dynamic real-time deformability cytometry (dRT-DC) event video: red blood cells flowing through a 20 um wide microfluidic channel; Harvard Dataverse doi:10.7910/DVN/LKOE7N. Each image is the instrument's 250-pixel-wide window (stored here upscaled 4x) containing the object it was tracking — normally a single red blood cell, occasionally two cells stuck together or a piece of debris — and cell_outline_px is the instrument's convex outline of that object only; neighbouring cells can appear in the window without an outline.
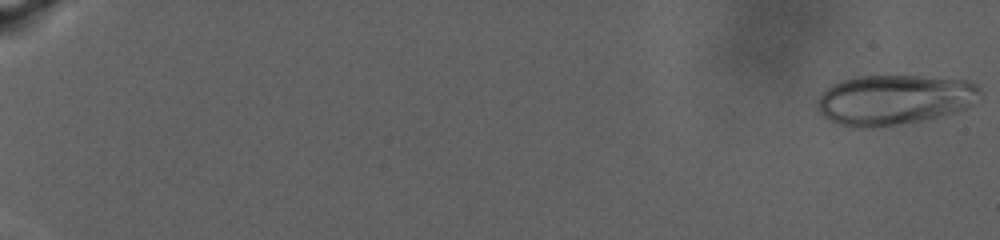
{"species": "human", "species_latin": "Homo sapiens", "temperature_condition": "warm", "stored_images_in_passage": 92, "camera_frame_rate_fps": 3000, "um_per_image_px": 0.085, "donor": {"sex": "male"}, "frame": {"image": 1, "passage_image": 1, "time_ms": 0.0, "image_size_px": [1000, 240], "cell_outline_px": [[980, 92], [972, 104], [968, 108], [920, 120], [872, 128], [852, 128], [828, 120], [820, 116], [816, 108], [816, 100], [832, 84], [840, 80], [860, 76], [920, 76], [968, 80], [976, 84], [980, 88]], "centroid_in_image_um": [75.94, 8.47], "position_along_channel_um": 9.1, "area_um2": 47.45}}
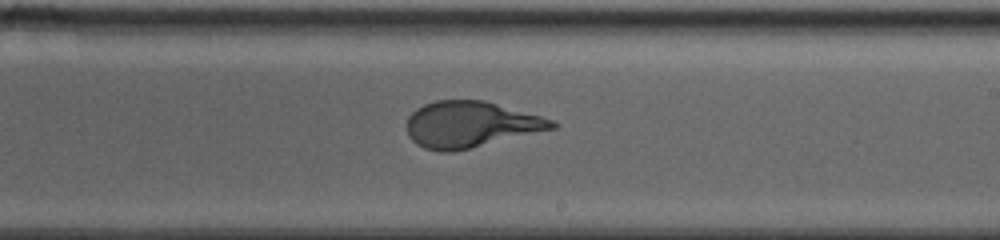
{"frame": {"image": 2, "passage_image": 60, "time_ms": 19.667, "image_size_px": [1000, 240], "cell_outline_px": [[560, 124], [556, 128], [452, 152], [440, 152], [424, 148], [416, 144], [408, 136], [408, 116], [416, 108], [424, 104], [436, 100], [484, 100], [540, 116], [552, 120]], "centroid_in_image_um": [39.97, 10.58], "position_along_channel_um": 249.0, "area_um2": 38.78}}
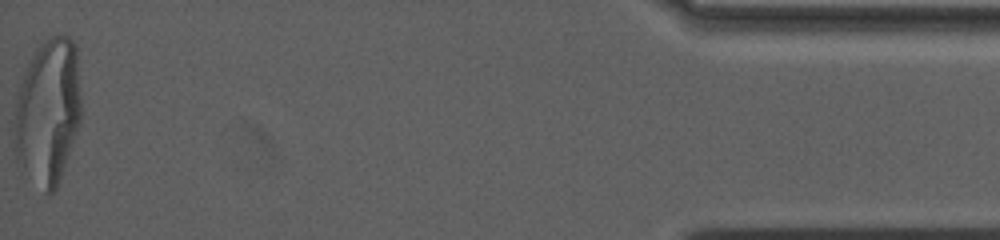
{"frame": {"image": 3, "passage_image": 92, "time_ms": 30.333, "image_size_px": [1000, 240], "cell_outline_px": [[80, 124], [56, 192], [48, 196], [44, 192], [16, 160], [16, 100], [20, 84], [28, 64], [36, 48], [40, 44], [52, 36], [68, 36], [76, 44], [80, 96]], "centroid_in_image_um": [4.11, 9.51], "position_along_channel_um": 431.1, "area_um2": 56.36}, "authors_computed_cell_mechanics": {"area_um2": 42.2518, "velocity_mm_per_s": 2.4051, "shape_relaxation_time_tau1_ms": 9.3501, "shape_relaxation_time_tau2_ms": null, "deformation_change_tau1": 0.2995, "deformation_change_tau2": null}}